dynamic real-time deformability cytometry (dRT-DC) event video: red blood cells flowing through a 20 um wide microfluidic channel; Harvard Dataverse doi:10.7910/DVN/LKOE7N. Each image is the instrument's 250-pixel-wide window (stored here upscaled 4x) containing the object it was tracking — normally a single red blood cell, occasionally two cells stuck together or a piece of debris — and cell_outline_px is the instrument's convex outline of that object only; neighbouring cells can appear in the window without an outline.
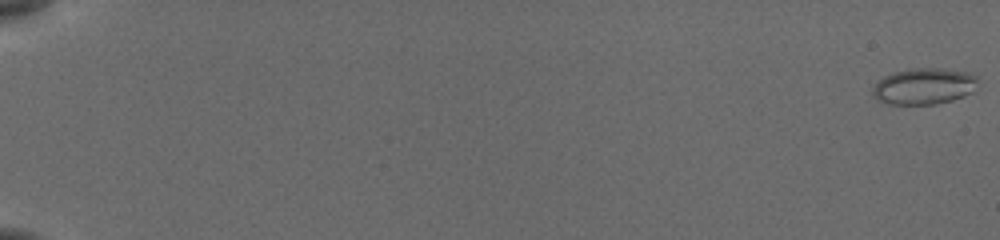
{"species": "common noctule bat (a hibernating species)", "species_latin": "Nyctalus noctula", "temperature_condition": "cold", "stored_images_in_passage": 17, "camera_frame_rate_fps": 3000, "um_per_image_px": 0.085, "animal": {"sex": "female", "body_mass_g": 19.5, "forearm_length_mm": 54.1}, "frame": {"image": 1, "passage_image": 1, "time_ms": 0.0, "image_size_px": [1000, 240], "cell_outline_px": [[976, 92], [952, 100], [936, 104], [888, 104], [872, 96], [872, 88], [884, 76], [896, 72], [912, 68], [940, 68], [968, 72], [976, 76]], "centroid_in_image_um": [78.57, 7.33], "position_along_channel_um": 6.4, "area_um2": 22.25}}